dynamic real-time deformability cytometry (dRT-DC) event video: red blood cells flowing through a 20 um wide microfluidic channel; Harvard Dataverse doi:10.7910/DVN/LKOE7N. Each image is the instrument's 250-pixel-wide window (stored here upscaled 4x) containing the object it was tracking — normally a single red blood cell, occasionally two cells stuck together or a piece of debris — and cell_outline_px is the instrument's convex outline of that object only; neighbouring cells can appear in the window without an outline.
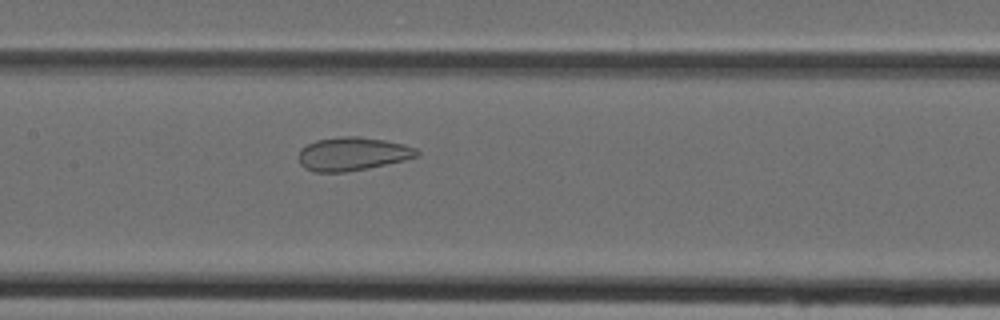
{"species": "Egyptian fruit bat (a non-hibernating species)", "species_latin": "Rousettus aegyptiacus", "temperature_condition": "cold", "stored_images_in_passage": 38, "camera_frame_rate_fps": 3000, "um_per_image_px": 0.085, "animal": {"sex": "female"}, "frame": {"image": 1, "passage_image": 15, "time_ms": 4.667, "image_size_px": [1000, 320], "cell_outline_px": [[420, 156], [404, 160], [368, 168], [344, 172], [312, 172], [304, 168], [300, 164], [300, 148], [316, 140], [344, 136], [356, 136], [384, 140], [404, 144], [416, 148], [420, 152]], "centroid_in_image_um": [29.98, 13.08], "position_along_channel_um": 177.4, "area_um2": 23.0}}
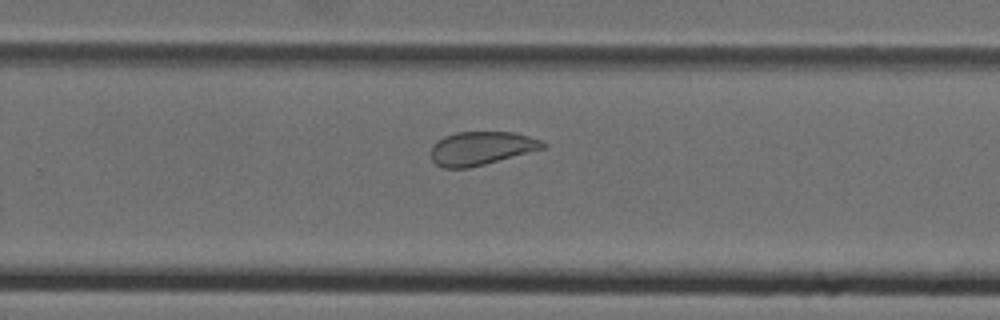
{"frame": {"image": 2, "passage_image": 23, "time_ms": 7.333, "image_size_px": [1000, 320], "cell_outline_px": [[548, 144], [544, 148], [484, 164], [468, 168], [444, 168], [436, 164], [432, 160], [428, 152], [432, 144], [444, 136], [456, 132], [512, 132], [528, 136], [540, 140]], "centroid_in_image_um": [40.84, 12.6], "position_along_channel_um": 289.0, "area_um2": 21.85}}
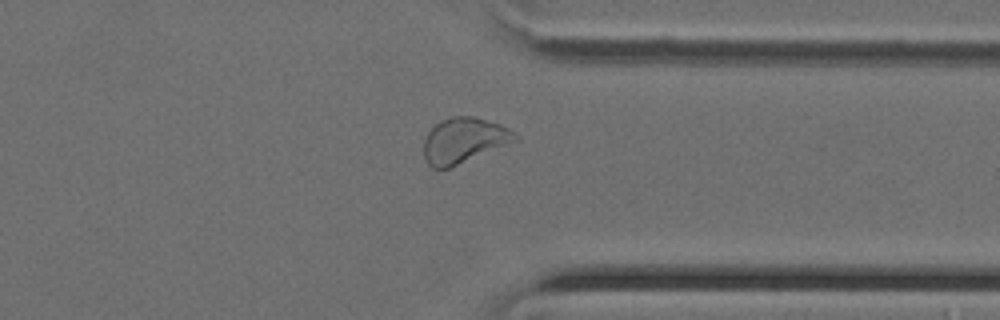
{"frame": {"image": 3, "passage_image": 29, "time_ms": 9.333, "image_size_px": [1000, 320], "cell_outline_px": [[520, 140], [448, 168], [432, 168], [428, 164], [424, 156], [424, 140], [428, 132], [440, 120], [452, 116], [472, 116], [500, 124], [508, 128], [520, 136]], "centroid_in_image_um": [39.45, 11.93], "position_along_channel_um": 371.9, "area_um2": 24.1}}